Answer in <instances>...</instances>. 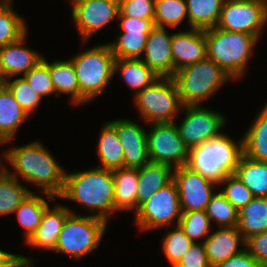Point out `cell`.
Wrapping results in <instances>:
<instances>
[{"instance_id":"obj_40","label":"cell","mask_w":267,"mask_h":267,"mask_svg":"<svg viewBox=\"0 0 267 267\" xmlns=\"http://www.w3.org/2000/svg\"><path fill=\"white\" fill-rule=\"evenodd\" d=\"M221 193L239 211L246 206L253 198L252 192L235 176L227 175L219 185H225Z\"/></svg>"},{"instance_id":"obj_31","label":"cell","mask_w":267,"mask_h":267,"mask_svg":"<svg viewBox=\"0 0 267 267\" xmlns=\"http://www.w3.org/2000/svg\"><path fill=\"white\" fill-rule=\"evenodd\" d=\"M189 28L206 30L217 26L224 0H186Z\"/></svg>"},{"instance_id":"obj_33","label":"cell","mask_w":267,"mask_h":267,"mask_svg":"<svg viewBox=\"0 0 267 267\" xmlns=\"http://www.w3.org/2000/svg\"><path fill=\"white\" fill-rule=\"evenodd\" d=\"M48 206L49 204L44 198L31 192L14 211L17 214L18 222L25 229V242L38 228Z\"/></svg>"},{"instance_id":"obj_47","label":"cell","mask_w":267,"mask_h":267,"mask_svg":"<svg viewBox=\"0 0 267 267\" xmlns=\"http://www.w3.org/2000/svg\"><path fill=\"white\" fill-rule=\"evenodd\" d=\"M6 86V78L4 77L1 69H0V88Z\"/></svg>"},{"instance_id":"obj_34","label":"cell","mask_w":267,"mask_h":267,"mask_svg":"<svg viewBox=\"0 0 267 267\" xmlns=\"http://www.w3.org/2000/svg\"><path fill=\"white\" fill-rule=\"evenodd\" d=\"M10 6V3L0 2V48L18 41L27 33L23 18Z\"/></svg>"},{"instance_id":"obj_24","label":"cell","mask_w":267,"mask_h":267,"mask_svg":"<svg viewBox=\"0 0 267 267\" xmlns=\"http://www.w3.org/2000/svg\"><path fill=\"white\" fill-rule=\"evenodd\" d=\"M114 178V208L117 211L137 212L138 168L112 170Z\"/></svg>"},{"instance_id":"obj_25","label":"cell","mask_w":267,"mask_h":267,"mask_svg":"<svg viewBox=\"0 0 267 267\" xmlns=\"http://www.w3.org/2000/svg\"><path fill=\"white\" fill-rule=\"evenodd\" d=\"M243 139V155L249 159L267 162V103L254 118Z\"/></svg>"},{"instance_id":"obj_22","label":"cell","mask_w":267,"mask_h":267,"mask_svg":"<svg viewBox=\"0 0 267 267\" xmlns=\"http://www.w3.org/2000/svg\"><path fill=\"white\" fill-rule=\"evenodd\" d=\"M174 168L160 163L149 162L138 168L137 211L155 192L173 181Z\"/></svg>"},{"instance_id":"obj_8","label":"cell","mask_w":267,"mask_h":267,"mask_svg":"<svg viewBox=\"0 0 267 267\" xmlns=\"http://www.w3.org/2000/svg\"><path fill=\"white\" fill-rule=\"evenodd\" d=\"M134 98L141 117L149 124L174 122L183 106L172 77L157 78Z\"/></svg>"},{"instance_id":"obj_42","label":"cell","mask_w":267,"mask_h":267,"mask_svg":"<svg viewBox=\"0 0 267 267\" xmlns=\"http://www.w3.org/2000/svg\"><path fill=\"white\" fill-rule=\"evenodd\" d=\"M119 9L123 16L154 19L155 0H119Z\"/></svg>"},{"instance_id":"obj_14","label":"cell","mask_w":267,"mask_h":267,"mask_svg":"<svg viewBox=\"0 0 267 267\" xmlns=\"http://www.w3.org/2000/svg\"><path fill=\"white\" fill-rule=\"evenodd\" d=\"M173 181L178 189L182 212L205 210L215 194L213 188L218 185L187 166L174 169Z\"/></svg>"},{"instance_id":"obj_48","label":"cell","mask_w":267,"mask_h":267,"mask_svg":"<svg viewBox=\"0 0 267 267\" xmlns=\"http://www.w3.org/2000/svg\"><path fill=\"white\" fill-rule=\"evenodd\" d=\"M0 2H2V3H11L12 1L11 0H0Z\"/></svg>"},{"instance_id":"obj_21","label":"cell","mask_w":267,"mask_h":267,"mask_svg":"<svg viewBox=\"0 0 267 267\" xmlns=\"http://www.w3.org/2000/svg\"><path fill=\"white\" fill-rule=\"evenodd\" d=\"M71 212V209L63 205L56 204L54 208L48 206L43 213L38 228L25 244L54 251L64 221Z\"/></svg>"},{"instance_id":"obj_18","label":"cell","mask_w":267,"mask_h":267,"mask_svg":"<svg viewBox=\"0 0 267 267\" xmlns=\"http://www.w3.org/2000/svg\"><path fill=\"white\" fill-rule=\"evenodd\" d=\"M171 51L174 73L207 57L205 31L190 28L172 34Z\"/></svg>"},{"instance_id":"obj_28","label":"cell","mask_w":267,"mask_h":267,"mask_svg":"<svg viewBox=\"0 0 267 267\" xmlns=\"http://www.w3.org/2000/svg\"><path fill=\"white\" fill-rule=\"evenodd\" d=\"M135 93L151 85L160 76L156 74L141 58L115 59L114 73L118 72Z\"/></svg>"},{"instance_id":"obj_7","label":"cell","mask_w":267,"mask_h":267,"mask_svg":"<svg viewBox=\"0 0 267 267\" xmlns=\"http://www.w3.org/2000/svg\"><path fill=\"white\" fill-rule=\"evenodd\" d=\"M106 228L107 222L103 219L71 212L64 221L53 252L80 259L99 246Z\"/></svg>"},{"instance_id":"obj_16","label":"cell","mask_w":267,"mask_h":267,"mask_svg":"<svg viewBox=\"0 0 267 267\" xmlns=\"http://www.w3.org/2000/svg\"><path fill=\"white\" fill-rule=\"evenodd\" d=\"M116 129L124 149V168H141L150 162L147 131L134 121L117 119L109 121Z\"/></svg>"},{"instance_id":"obj_6","label":"cell","mask_w":267,"mask_h":267,"mask_svg":"<svg viewBox=\"0 0 267 267\" xmlns=\"http://www.w3.org/2000/svg\"><path fill=\"white\" fill-rule=\"evenodd\" d=\"M70 60L79 83L80 105L103 93L115 75V57L109 44L88 48Z\"/></svg>"},{"instance_id":"obj_35","label":"cell","mask_w":267,"mask_h":267,"mask_svg":"<svg viewBox=\"0 0 267 267\" xmlns=\"http://www.w3.org/2000/svg\"><path fill=\"white\" fill-rule=\"evenodd\" d=\"M186 17L188 19L186 0H155V26L178 28Z\"/></svg>"},{"instance_id":"obj_13","label":"cell","mask_w":267,"mask_h":267,"mask_svg":"<svg viewBox=\"0 0 267 267\" xmlns=\"http://www.w3.org/2000/svg\"><path fill=\"white\" fill-rule=\"evenodd\" d=\"M72 18L83 43L119 15V0H71Z\"/></svg>"},{"instance_id":"obj_36","label":"cell","mask_w":267,"mask_h":267,"mask_svg":"<svg viewBox=\"0 0 267 267\" xmlns=\"http://www.w3.org/2000/svg\"><path fill=\"white\" fill-rule=\"evenodd\" d=\"M205 212L210 222L214 221L219 227H235L238 224V210L219 191L211 197Z\"/></svg>"},{"instance_id":"obj_30","label":"cell","mask_w":267,"mask_h":267,"mask_svg":"<svg viewBox=\"0 0 267 267\" xmlns=\"http://www.w3.org/2000/svg\"><path fill=\"white\" fill-rule=\"evenodd\" d=\"M234 174L254 197H267V162L255 161L242 155Z\"/></svg>"},{"instance_id":"obj_4","label":"cell","mask_w":267,"mask_h":267,"mask_svg":"<svg viewBox=\"0 0 267 267\" xmlns=\"http://www.w3.org/2000/svg\"><path fill=\"white\" fill-rule=\"evenodd\" d=\"M204 31L207 58L220 66L231 79L241 78L259 37L218 27Z\"/></svg>"},{"instance_id":"obj_3","label":"cell","mask_w":267,"mask_h":267,"mask_svg":"<svg viewBox=\"0 0 267 267\" xmlns=\"http://www.w3.org/2000/svg\"><path fill=\"white\" fill-rule=\"evenodd\" d=\"M243 155V139L238 143L221 133L218 137L189 149L187 167L218 185L229 174H234Z\"/></svg>"},{"instance_id":"obj_46","label":"cell","mask_w":267,"mask_h":267,"mask_svg":"<svg viewBox=\"0 0 267 267\" xmlns=\"http://www.w3.org/2000/svg\"><path fill=\"white\" fill-rule=\"evenodd\" d=\"M32 262L28 257L0 250V267H28Z\"/></svg>"},{"instance_id":"obj_1","label":"cell","mask_w":267,"mask_h":267,"mask_svg":"<svg viewBox=\"0 0 267 267\" xmlns=\"http://www.w3.org/2000/svg\"><path fill=\"white\" fill-rule=\"evenodd\" d=\"M1 156L2 161L5 159L14 168L13 172L9 171L2 162V166L11 175L16 177L18 174L24 181L35 184L43 190L49 200L55 201L61 195L66 170L57 163L41 142L12 147L3 151Z\"/></svg>"},{"instance_id":"obj_37","label":"cell","mask_w":267,"mask_h":267,"mask_svg":"<svg viewBox=\"0 0 267 267\" xmlns=\"http://www.w3.org/2000/svg\"><path fill=\"white\" fill-rule=\"evenodd\" d=\"M178 225L194 243H197L195 239L200 238H204V242L210 235L211 222L205 210L182 212Z\"/></svg>"},{"instance_id":"obj_43","label":"cell","mask_w":267,"mask_h":267,"mask_svg":"<svg viewBox=\"0 0 267 267\" xmlns=\"http://www.w3.org/2000/svg\"><path fill=\"white\" fill-rule=\"evenodd\" d=\"M175 267H211L203 242L194 243Z\"/></svg>"},{"instance_id":"obj_38","label":"cell","mask_w":267,"mask_h":267,"mask_svg":"<svg viewBox=\"0 0 267 267\" xmlns=\"http://www.w3.org/2000/svg\"><path fill=\"white\" fill-rule=\"evenodd\" d=\"M164 237L162 250L172 267L182 259L183 255L194 244L183 232L179 225H175Z\"/></svg>"},{"instance_id":"obj_15","label":"cell","mask_w":267,"mask_h":267,"mask_svg":"<svg viewBox=\"0 0 267 267\" xmlns=\"http://www.w3.org/2000/svg\"><path fill=\"white\" fill-rule=\"evenodd\" d=\"M121 34L116 41L108 43L115 59H140L143 55L148 35L154 29V19L131 18L118 15Z\"/></svg>"},{"instance_id":"obj_41","label":"cell","mask_w":267,"mask_h":267,"mask_svg":"<svg viewBox=\"0 0 267 267\" xmlns=\"http://www.w3.org/2000/svg\"><path fill=\"white\" fill-rule=\"evenodd\" d=\"M23 78L42 97L55 94V89L50 76L49 66L41 60L34 68L30 69Z\"/></svg>"},{"instance_id":"obj_10","label":"cell","mask_w":267,"mask_h":267,"mask_svg":"<svg viewBox=\"0 0 267 267\" xmlns=\"http://www.w3.org/2000/svg\"><path fill=\"white\" fill-rule=\"evenodd\" d=\"M267 23V0H224L216 27L257 36Z\"/></svg>"},{"instance_id":"obj_26","label":"cell","mask_w":267,"mask_h":267,"mask_svg":"<svg viewBox=\"0 0 267 267\" xmlns=\"http://www.w3.org/2000/svg\"><path fill=\"white\" fill-rule=\"evenodd\" d=\"M237 228L245 241L267 231V197H254L238 211Z\"/></svg>"},{"instance_id":"obj_32","label":"cell","mask_w":267,"mask_h":267,"mask_svg":"<svg viewBox=\"0 0 267 267\" xmlns=\"http://www.w3.org/2000/svg\"><path fill=\"white\" fill-rule=\"evenodd\" d=\"M30 193L28 188L20 184L18 177L0 166V216L14 213Z\"/></svg>"},{"instance_id":"obj_45","label":"cell","mask_w":267,"mask_h":267,"mask_svg":"<svg viewBox=\"0 0 267 267\" xmlns=\"http://www.w3.org/2000/svg\"><path fill=\"white\" fill-rule=\"evenodd\" d=\"M214 267H261L257 259L252 256L244 247L240 253L233 255L226 261L221 262Z\"/></svg>"},{"instance_id":"obj_2","label":"cell","mask_w":267,"mask_h":267,"mask_svg":"<svg viewBox=\"0 0 267 267\" xmlns=\"http://www.w3.org/2000/svg\"><path fill=\"white\" fill-rule=\"evenodd\" d=\"M59 197L75 201L93 213L96 211L91 216L108 223L109 215L116 212L112 170L96 167L80 172H66L64 188Z\"/></svg>"},{"instance_id":"obj_11","label":"cell","mask_w":267,"mask_h":267,"mask_svg":"<svg viewBox=\"0 0 267 267\" xmlns=\"http://www.w3.org/2000/svg\"><path fill=\"white\" fill-rule=\"evenodd\" d=\"M147 132L150 162L172 166L174 169L186 166L189 148L180 138L176 122L153 123Z\"/></svg>"},{"instance_id":"obj_5","label":"cell","mask_w":267,"mask_h":267,"mask_svg":"<svg viewBox=\"0 0 267 267\" xmlns=\"http://www.w3.org/2000/svg\"><path fill=\"white\" fill-rule=\"evenodd\" d=\"M183 106L201 105L231 77L209 58L197 61L172 76Z\"/></svg>"},{"instance_id":"obj_20","label":"cell","mask_w":267,"mask_h":267,"mask_svg":"<svg viewBox=\"0 0 267 267\" xmlns=\"http://www.w3.org/2000/svg\"><path fill=\"white\" fill-rule=\"evenodd\" d=\"M245 242L237 226L219 227L216 232L210 233L203 244L211 267L240 253L244 249L238 248L239 244L245 247Z\"/></svg>"},{"instance_id":"obj_39","label":"cell","mask_w":267,"mask_h":267,"mask_svg":"<svg viewBox=\"0 0 267 267\" xmlns=\"http://www.w3.org/2000/svg\"><path fill=\"white\" fill-rule=\"evenodd\" d=\"M6 86L28 115L36 110L43 98L23 77L16 78L12 81H10V78L6 79Z\"/></svg>"},{"instance_id":"obj_29","label":"cell","mask_w":267,"mask_h":267,"mask_svg":"<svg viewBox=\"0 0 267 267\" xmlns=\"http://www.w3.org/2000/svg\"><path fill=\"white\" fill-rule=\"evenodd\" d=\"M42 60L49 66L55 94H69L71 102L80 105V88L72 61L69 59L48 63L44 57Z\"/></svg>"},{"instance_id":"obj_12","label":"cell","mask_w":267,"mask_h":267,"mask_svg":"<svg viewBox=\"0 0 267 267\" xmlns=\"http://www.w3.org/2000/svg\"><path fill=\"white\" fill-rule=\"evenodd\" d=\"M186 112L181 124L177 125L180 138L190 149L218 137L226 118L203 105L182 106Z\"/></svg>"},{"instance_id":"obj_23","label":"cell","mask_w":267,"mask_h":267,"mask_svg":"<svg viewBox=\"0 0 267 267\" xmlns=\"http://www.w3.org/2000/svg\"><path fill=\"white\" fill-rule=\"evenodd\" d=\"M27 117L28 114L15 100L9 88L7 86L0 88V144L12 141Z\"/></svg>"},{"instance_id":"obj_19","label":"cell","mask_w":267,"mask_h":267,"mask_svg":"<svg viewBox=\"0 0 267 267\" xmlns=\"http://www.w3.org/2000/svg\"><path fill=\"white\" fill-rule=\"evenodd\" d=\"M27 33L18 41L0 48V69L6 79L26 74L42 59L38 52L24 46Z\"/></svg>"},{"instance_id":"obj_17","label":"cell","mask_w":267,"mask_h":267,"mask_svg":"<svg viewBox=\"0 0 267 267\" xmlns=\"http://www.w3.org/2000/svg\"><path fill=\"white\" fill-rule=\"evenodd\" d=\"M172 34H168L166 27L155 26L148 35L141 60L160 77L174 75V63L171 51Z\"/></svg>"},{"instance_id":"obj_44","label":"cell","mask_w":267,"mask_h":267,"mask_svg":"<svg viewBox=\"0 0 267 267\" xmlns=\"http://www.w3.org/2000/svg\"><path fill=\"white\" fill-rule=\"evenodd\" d=\"M245 248L257 259L260 266L267 267V231L248 238Z\"/></svg>"},{"instance_id":"obj_27","label":"cell","mask_w":267,"mask_h":267,"mask_svg":"<svg viewBox=\"0 0 267 267\" xmlns=\"http://www.w3.org/2000/svg\"><path fill=\"white\" fill-rule=\"evenodd\" d=\"M97 154L101 162L98 168L114 170L124 167V149L116 129L105 123L100 131Z\"/></svg>"},{"instance_id":"obj_9","label":"cell","mask_w":267,"mask_h":267,"mask_svg":"<svg viewBox=\"0 0 267 267\" xmlns=\"http://www.w3.org/2000/svg\"><path fill=\"white\" fill-rule=\"evenodd\" d=\"M135 215V223L143 231L168 227L176 219L178 225L182 210L175 182L172 181L155 192L139 207Z\"/></svg>"}]
</instances>
